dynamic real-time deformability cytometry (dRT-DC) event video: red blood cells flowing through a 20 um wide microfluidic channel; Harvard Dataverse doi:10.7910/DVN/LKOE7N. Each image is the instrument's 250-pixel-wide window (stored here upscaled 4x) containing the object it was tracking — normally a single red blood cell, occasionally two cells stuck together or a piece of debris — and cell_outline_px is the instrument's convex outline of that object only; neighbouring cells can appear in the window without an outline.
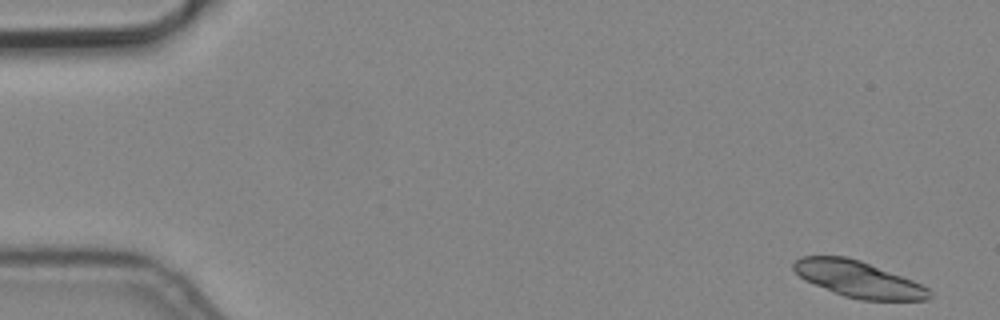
{"species": "common noctule bat (a hibernating species)", "species_latin": "Nyctalus noctula", "temperature_condition": "cold", "stored_images_in_passage": 5, "camera_frame_rate_fps": 3000, "um_per_image_px": 0.085, "animal": {"sex": "male", "body_mass_g": 19.2, "forearm_length_mm": 51.8}, "frame": {"image": 1, "passage_image": 1, "time_ms": 0.0, "image_size_px": [1000, 320], "cell_outline_px": [[932, 296], [928, 300], [860, 300], [844, 296], [804, 280], [792, 268], [792, 264], [800, 256], [848, 256], [860, 260], [912, 280], [928, 288], [932, 292]], "centroid_in_image_um": [72.95, 23.73], "position_along_channel_um": 12.0, "area_um2": 28.61}}